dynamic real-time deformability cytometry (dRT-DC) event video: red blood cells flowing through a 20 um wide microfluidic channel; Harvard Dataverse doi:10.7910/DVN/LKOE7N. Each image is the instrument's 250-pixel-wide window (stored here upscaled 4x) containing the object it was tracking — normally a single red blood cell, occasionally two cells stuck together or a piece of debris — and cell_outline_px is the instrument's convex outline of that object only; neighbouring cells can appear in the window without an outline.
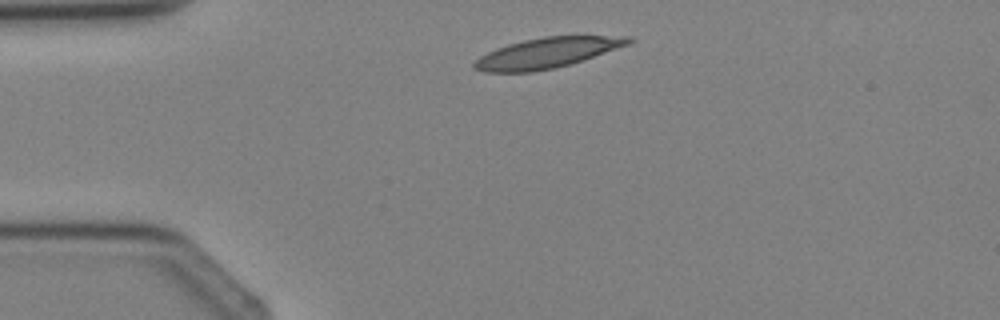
{"species": "Egyptian fruit bat (a non-hibernating species)", "species_latin": "Rousettus aegyptiacus", "temperature_condition": "cold", "stored_images_in_passage": 1, "camera_frame_rate_fps": 3000, "um_per_image_px": 0.085, "animal": {"sex": "female"}, "frame": {"image": 1, "passage_image": 1, "time_ms": 0.0, "image_size_px": [1000, 320], "cell_outline_px": [[636, 40], [628, 44], [568, 64], [552, 68], [532, 72], [484, 72], [472, 68], [472, 64], [480, 56], [496, 48], [508, 44], [524, 40], [544, 36], [632, 36]], "centroid_in_image_um": [46.44, 4.49], "position_along_channel_um": 38.6, "area_um2": 26.82}}